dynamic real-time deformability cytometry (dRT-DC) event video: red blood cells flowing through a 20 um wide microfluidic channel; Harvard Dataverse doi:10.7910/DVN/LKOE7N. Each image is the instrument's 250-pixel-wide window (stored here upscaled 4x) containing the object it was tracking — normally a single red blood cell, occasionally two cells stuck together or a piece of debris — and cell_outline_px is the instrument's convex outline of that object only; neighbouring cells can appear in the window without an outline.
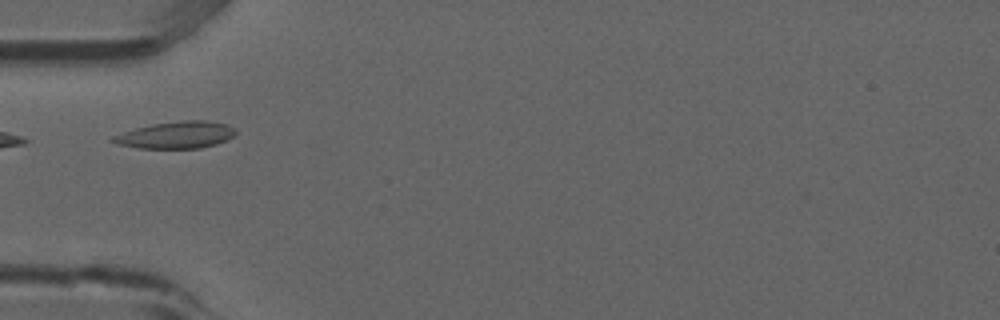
{"species": "common noctule bat (a hibernating species)", "species_latin": "Nyctalus noctula", "temperature_condition": "room temperature", "stored_images_in_passage": 2, "camera_frame_rate_fps": 3000, "um_per_image_px": 0.085, "animal": {"sex": "male", "forearm_length_mm": 52.5}, "frame": {"image": 1, "passage_image": 2, "time_ms": 0.333, "image_size_px": [1000, 320], "cell_outline_px": [[236, 132], [228, 140], [216, 144], [200, 148], [140, 148], [116, 144], [108, 140], [112, 136], [136, 128], [152, 124], [184, 120], [208, 120], [228, 124], [236, 128]], "centroid_in_image_um": [14.99, 11.47], "position_along_channel_um": 70.0, "area_um2": 19.36}}